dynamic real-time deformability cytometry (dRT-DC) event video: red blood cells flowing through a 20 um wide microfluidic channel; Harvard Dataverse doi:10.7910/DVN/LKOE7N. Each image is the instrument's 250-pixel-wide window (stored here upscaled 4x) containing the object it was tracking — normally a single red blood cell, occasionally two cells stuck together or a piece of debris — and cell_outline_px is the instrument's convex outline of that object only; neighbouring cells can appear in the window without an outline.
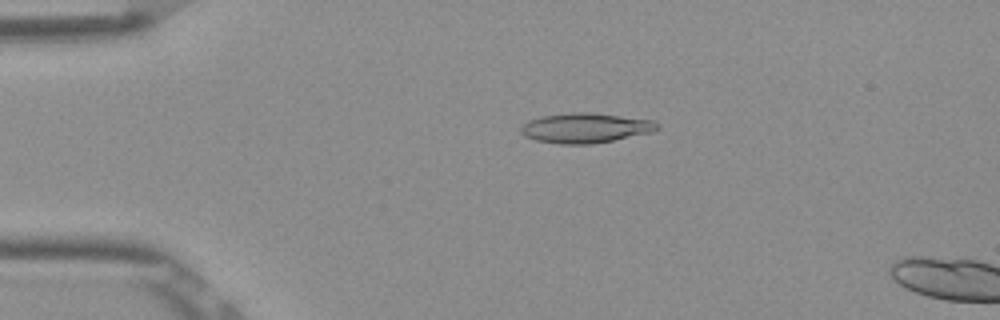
{"species": "Egyptian fruit bat (a non-hibernating species)", "species_latin": "Rousettus aegyptiacus", "temperature_condition": "room temperature", "stored_images_in_passage": 15, "camera_frame_rate_fps": 3000, "um_per_image_px": 0.085, "frame": {"image": 1, "passage_image": 11, "time_ms": 3.333, "image_size_px": [1000, 320], "cell_outline_px": [[660, 128], [652, 132], [612, 140], [588, 144], [560, 144], [536, 140], [524, 136], [520, 132], [520, 128], [528, 120], [544, 116], [572, 112], [588, 112], [656, 120], [660, 124]], "centroid_in_image_um": [49.78, 10.87], "position_along_channel_um": 35.2, "area_um2": 23.7}}